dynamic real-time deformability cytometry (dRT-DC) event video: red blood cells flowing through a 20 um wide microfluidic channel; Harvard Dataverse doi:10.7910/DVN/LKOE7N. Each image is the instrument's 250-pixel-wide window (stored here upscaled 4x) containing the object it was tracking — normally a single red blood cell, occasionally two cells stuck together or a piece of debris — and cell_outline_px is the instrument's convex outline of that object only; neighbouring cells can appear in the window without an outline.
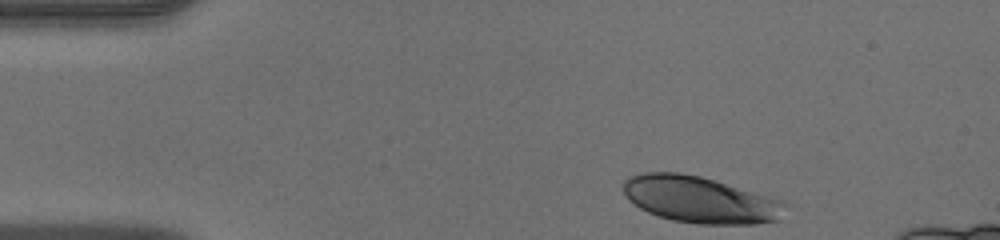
{"species": "human", "species_latin": "Homo sapiens", "temperature_condition": "warm", "stored_images_in_passage": 21, "camera_frame_rate_fps": 3000, "um_per_image_px": 0.085, "donor": {"sex": "male"}, "frame": {"image": 1, "passage_image": 1, "time_ms": 0.0, "image_size_px": [1000, 240], "cell_outline_px": [[788, 204], [776, 220], [756, 224], [700, 224], [672, 220], [648, 212], [640, 208], [628, 200], [624, 192], [624, 180], [628, 176], [644, 172], [680, 172], [700, 176], [784, 200]], "centroid_in_image_um": [59.49, 16.96], "position_along_channel_um": 25.5, "area_um2": 43.87}}
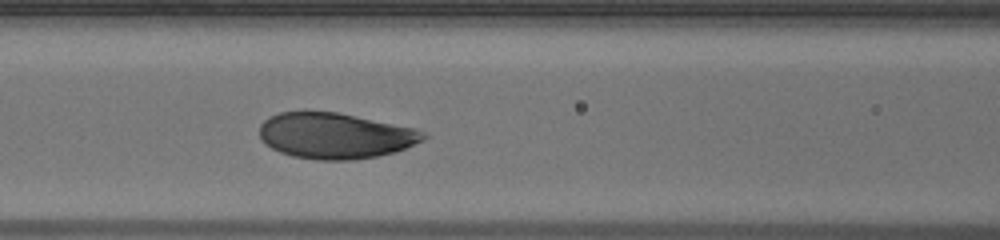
{"frame": {"image": 2, "passage_image": 14, "time_ms": 4.333, "image_size_px": [1000, 240], "cell_outline_px": [[428, 136], [396, 152], [376, 156], [352, 160], [316, 160], [292, 156], [280, 152], [272, 148], [260, 140], [260, 124], [268, 116], [280, 112], [336, 112], [416, 128], [424, 132]], "centroid_in_image_um": [28.45, 11.54], "position_along_channel_um": 138.1, "area_um2": 43.58}}
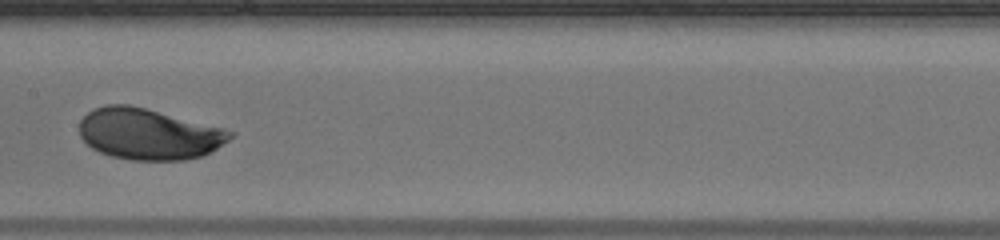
{"frame": {"image": 3, "passage_image": 18, "time_ms": 5.667, "image_size_px": [1000, 240], "cell_outline_px": [[236, 132], [228, 140], [204, 156], [184, 160], [128, 160], [112, 156], [100, 152], [92, 148], [80, 136], [80, 120], [92, 108], [104, 104], [128, 104], [224, 128]], "centroid_in_image_um": [12.62, 11.39], "position_along_channel_um": 194.8, "area_um2": 44.85}}